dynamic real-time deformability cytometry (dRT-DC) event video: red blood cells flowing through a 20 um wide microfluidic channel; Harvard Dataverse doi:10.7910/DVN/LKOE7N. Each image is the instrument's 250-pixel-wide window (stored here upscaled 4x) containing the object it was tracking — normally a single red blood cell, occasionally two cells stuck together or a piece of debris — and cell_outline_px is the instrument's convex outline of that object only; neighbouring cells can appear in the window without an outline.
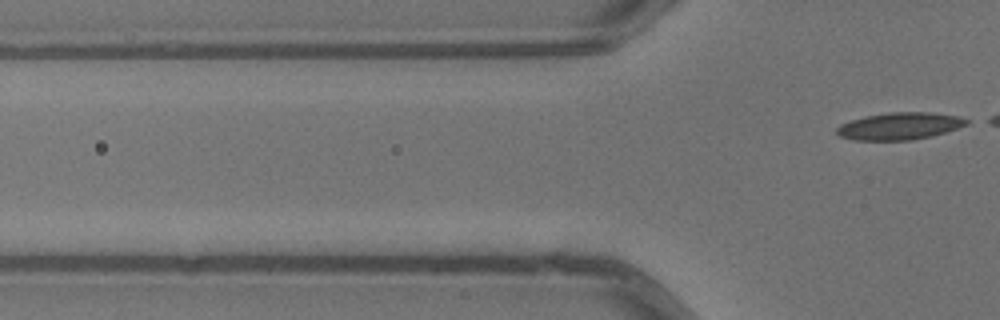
{"species": "common noctule bat (a hibernating species)", "species_latin": "Nyctalus noctula", "temperature_condition": "warm", "stored_images_in_passage": 5, "camera_frame_rate_fps": 3000, "um_per_image_px": 0.085, "animal": {"sex": "male", "body_mass_g": 13.3}, "frame": {"image": 1, "passage_image": 5, "time_ms": 1.333, "image_size_px": [1000, 320], "cell_outline_px": [[968, 124], [932, 136], [912, 140], [852, 140], [840, 136], [836, 132], [836, 128], [840, 124], [852, 120], [868, 116], [888, 112], [928, 112], [960, 116], [968, 120]], "centroid_in_image_um": [76.46, 10.72], "position_along_channel_um": 49.3, "area_um2": 20.4}}